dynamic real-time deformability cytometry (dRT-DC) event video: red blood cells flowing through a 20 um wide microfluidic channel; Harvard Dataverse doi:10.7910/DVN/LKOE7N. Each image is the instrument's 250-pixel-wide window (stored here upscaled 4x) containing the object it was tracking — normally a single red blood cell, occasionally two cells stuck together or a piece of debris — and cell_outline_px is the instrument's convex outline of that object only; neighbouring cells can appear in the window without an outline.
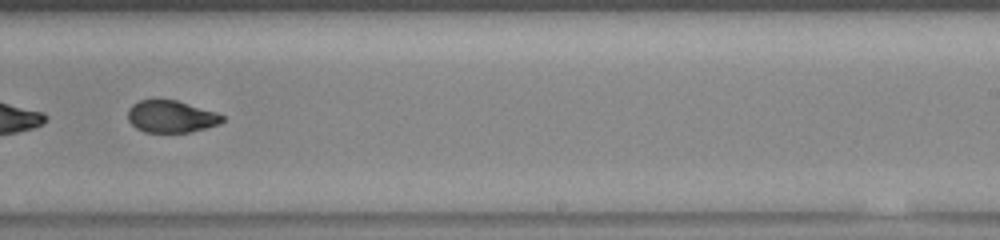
{"species": "common noctule bat (a hibernating species)", "species_latin": "Nyctalus noctula", "temperature_condition": "warm", "stored_images_in_passage": 34, "segment_of_instrument_passage": [2, 2], "camera_frame_rate_fps": 3000, "um_per_image_px": 0.085, "animal": {"sex": "female", "body_mass_g": 23.0, "forearm_length_mm": 53.4}, "frame": {"image": 1, "passage_image": 30, "time_ms": 9.667, "image_size_px": [1000, 240], "cell_outline_px": [[224, 120], [216, 124], [204, 128], [188, 132], [144, 132], [136, 128], [128, 120], [128, 108], [132, 104], [140, 100], [176, 100], [224, 116]], "centroid_in_image_um": [14.47, 9.91], "position_along_channel_um": 274.5, "area_um2": 17.22}}